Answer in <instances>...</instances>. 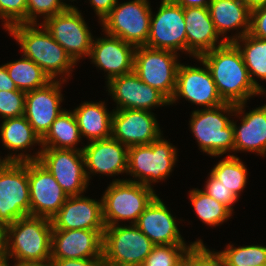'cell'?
Masks as SVG:
<instances>
[{"label": "cell", "mask_w": 266, "mask_h": 266, "mask_svg": "<svg viewBox=\"0 0 266 266\" xmlns=\"http://www.w3.org/2000/svg\"><path fill=\"white\" fill-rule=\"evenodd\" d=\"M177 266H185V264L183 262H181L179 265Z\"/></svg>", "instance_id": "cell-51"}, {"label": "cell", "mask_w": 266, "mask_h": 266, "mask_svg": "<svg viewBox=\"0 0 266 266\" xmlns=\"http://www.w3.org/2000/svg\"><path fill=\"white\" fill-rule=\"evenodd\" d=\"M53 229L105 230L102 200L84 195L68 196L60 210L51 218Z\"/></svg>", "instance_id": "cell-22"}, {"label": "cell", "mask_w": 266, "mask_h": 266, "mask_svg": "<svg viewBox=\"0 0 266 266\" xmlns=\"http://www.w3.org/2000/svg\"><path fill=\"white\" fill-rule=\"evenodd\" d=\"M209 68L221 98L227 103H247L263 95L253 84L238 47L226 42L199 57Z\"/></svg>", "instance_id": "cell-1"}, {"label": "cell", "mask_w": 266, "mask_h": 266, "mask_svg": "<svg viewBox=\"0 0 266 266\" xmlns=\"http://www.w3.org/2000/svg\"><path fill=\"white\" fill-rule=\"evenodd\" d=\"M245 166L239 157L229 153L226 158L214 165L210 173L240 198L248 179V172Z\"/></svg>", "instance_id": "cell-33"}, {"label": "cell", "mask_w": 266, "mask_h": 266, "mask_svg": "<svg viewBox=\"0 0 266 266\" xmlns=\"http://www.w3.org/2000/svg\"><path fill=\"white\" fill-rule=\"evenodd\" d=\"M105 226L119 225L130 220L136 224L139 216L157 196L153 188L126 179H114L102 194Z\"/></svg>", "instance_id": "cell-5"}, {"label": "cell", "mask_w": 266, "mask_h": 266, "mask_svg": "<svg viewBox=\"0 0 266 266\" xmlns=\"http://www.w3.org/2000/svg\"><path fill=\"white\" fill-rule=\"evenodd\" d=\"M0 90H18L13 80L9 77L8 71L6 70L4 64L0 66Z\"/></svg>", "instance_id": "cell-44"}, {"label": "cell", "mask_w": 266, "mask_h": 266, "mask_svg": "<svg viewBox=\"0 0 266 266\" xmlns=\"http://www.w3.org/2000/svg\"><path fill=\"white\" fill-rule=\"evenodd\" d=\"M177 152L162 135L150 144L129 147L127 174L134 179L126 180L153 188L152 183L165 181L170 176L178 161Z\"/></svg>", "instance_id": "cell-6"}, {"label": "cell", "mask_w": 266, "mask_h": 266, "mask_svg": "<svg viewBox=\"0 0 266 266\" xmlns=\"http://www.w3.org/2000/svg\"><path fill=\"white\" fill-rule=\"evenodd\" d=\"M4 65L18 90L29 92L51 81L50 77L34 61L24 55L21 59Z\"/></svg>", "instance_id": "cell-31"}, {"label": "cell", "mask_w": 266, "mask_h": 266, "mask_svg": "<svg viewBox=\"0 0 266 266\" xmlns=\"http://www.w3.org/2000/svg\"><path fill=\"white\" fill-rule=\"evenodd\" d=\"M212 0H180L178 3L183 7H208Z\"/></svg>", "instance_id": "cell-46"}, {"label": "cell", "mask_w": 266, "mask_h": 266, "mask_svg": "<svg viewBox=\"0 0 266 266\" xmlns=\"http://www.w3.org/2000/svg\"><path fill=\"white\" fill-rule=\"evenodd\" d=\"M6 31L18 42L22 55L34 61L51 80L58 76L62 81L69 79L76 63L41 23H20Z\"/></svg>", "instance_id": "cell-2"}, {"label": "cell", "mask_w": 266, "mask_h": 266, "mask_svg": "<svg viewBox=\"0 0 266 266\" xmlns=\"http://www.w3.org/2000/svg\"><path fill=\"white\" fill-rule=\"evenodd\" d=\"M38 162L53 175L68 196H80L87 190L89 182L82 151L42 148Z\"/></svg>", "instance_id": "cell-12"}, {"label": "cell", "mask_w": 266, "mask_h": 266, "mask_svg": "<svg viewBox=\"0 0 266 266\" xmlns=\"http://www.w3.org/2000/svg\"><path fill=\"white\" fill-rule=\"evenodd\" d=\"M194 243H203L200 239L190 244L154 245L151 253L141 266H177Z\"/></svg>", "instance_id": "cell-35"}, {"label": "cell", "mask_w": 266, "mask_h": 266, "mask_svg": "<svg viewBox=\"0 0 266 266\" xmlns=\"http://www.w3.org/2000/svg\"><path fill=\"white\" fill-rule=\"evenodd\" d=\"M184 20L186 53L191 57H200L202 54L226 43L219 37L208 7L184 8Z\"/></svg>", "instance_id": "cell-24"}, {"label": "cell", "mask_w": 266, "mask_h": 266, "mask_svg": "<svg viewBox=\"0 0 266 266\" xmlns=\"http://www.w3.org/2000/svg\"><path fill=\"white\" fill-rule=\"evenodd\" d=\"M41 24L76 64L82 57L90 56L94 37L77 7H67Z\"/></svg>", "instance_id": "cell-11"}, {"label": "cell", "mask_w": 266, "mask_h": 266, "mask_svg": "<svg viewBox=\"0 0 266 266\" xmlns=\"http://www.w3.org/2000/svg\"><path fill=\"white\" fill-rule=\"evenodd\" d=\"M88 182L91 174L115 176L128 170V147L110 137L91 141L82 149Z\"/></svg>", "instance_id": "cell-19"}, {"label": "cell", "mask_w": 266, "mask_h": 266, "mask_svg": "<svg viewBox=\"0 0 266 266\" xmlns=\"http://www.w3.org/2000/svg\"><path fill=\"white\" fill-rule=\"evenodd\" d=\"M189 199L196 215L209 226H219L232 216V211L224 204L216 201L201 189L189 191Z\"/></svg>", "instance_id": "cell-32"}, {"label": "cell", "mask_w": 266, "mask_h": 266, "mask_svg": "<svg viewBox=\"0 0 266 266\" xmlns=\"http://www.w3.org/2000/svg\"><path fill=\"white\" fill-rule=\"evenodd\" d=\"M249 33L257 38L266 40V5L251 10Z\"/></svg>", "instance_id": "cell-41"}, {"label": "cell", "mask_w": 266, "mask_h": 266, "mask_svg": "<svg viewBox=\"0 0 266 266\" xmlns=\"http://www.w3.org/2000/svg\"><path fill=\"white\" fill-rule=\"evenodd\" d=\"M54 266H107L103 257L84 259H51Z\"/></svg>", "instance_id": "cell-42"}, {"label": "cell", "mask_w": 266, "mask_h": 266, "mask_svg": "<svg viewBox=\"0 0 266 266\" xmlns=\"http://www.w3.org/2000/svg\"><path fill=\"white\" fill-rule=\"evenodd\" d=\"M185 266H224L217 251H211L204 243H194L182 258Z\"/></svg>", "instance_id": "cell-37"}, {"label": "cell", "mask_w": 266, "mask_h": 266, "mask_svg": "<svg viewBox=\"0 0 266 266\" xmlns=\"http://www.w3.org/2000/svg\"><path fill=\"white\" fill-rule=\"evenodd\" d=\"M27 0H0V20L3 27L26 23Z\"/></svg>", "instance_id": "cell-39"}, {"label": "cell", "mask_w": 266, "mask_h": 266, "mask_svg": "<svg viewBox=\"0 0 266 266\" xmlns=\"http://www.w3.org/2000/svg\"><path fill=\"white\" fill-rule=\"evenodd\" d=\"M178 54L179 52L138 46L134 52L133 71L145 84L157 89L170 101L181 64Z\"/></svg>", "instance_id": "cell-10"}, {"label": "cell", "mask_w": 266, "mask_h": 266, "mask_svg": "<svg viewBox=\"0 0 266 266\" xmlns=\"http://www.w3.org/2000/svg\"><path fill=\"white\" fill-rule=\"evenodd\" d=\"M195 59L202 63L203 68L180 64L175 91L169 104L178 102L181 97L203 107V109L214 108L226 103L221 98L207 65L199 57H195Z\"/></svg>", "instance_id": "cell-14"}, {"label": "cell", "mask_w": 266, "mask_h": 266, "mask_svg": "<svg viewBox=\"0 0 266 266\" xmlns=\"http://www.w3.org/2000/svg\"><path fill=\"white\" fill-rule=\"evenodd\" d=\"M13 266H54L51 259L44 261H16Z\"/></svg>", "instance_id": "cell-47"}, {"label": "cell", "mask_w": 266, "mask_h": 266, "mask_svg": "<svg viewBox=\"0 0 266 266\" xmlns=\"http://www.w3.org/2000/svg\"><path fill=\"white\" fill-rule=\"evenodd\" d=\"M176 218L157 195L135 224L154 245L186 244Z\"/></svg>", "instance_id": "cell-25"}, {"label": "cell", "mask_w": 266, "mask_h": 266, "mask_svg": "<svg viewBox=\"0 0 266 266\" xmlns=\"http://www.w3.org/2000/svg\"><path fill=\"white\" fill-rule=\"evenodd\" d=\"M246 103L236 104L235 117H241L240 126L232 120L234 152H253L266 156V104L244 112Z\"/></svg>", "instance_id": "cell-23"}, {"label": "cell", "mask_w": 266, "mask_h": 266, "mask_svg": "<svg viewBox=\"0 0 266 266\" xmlns=\"http://www.w3.org/2000/svg\"><path fill=\"white\" fill-rule=\"evenodd\" d=\"M151 14L149 36L145 46L175 53L186 52L184 8L178 2L161 0L157 13Z\"/></svg>", "instance_id": "cell-13"}, {"label": "cell", "mask_w": 266, "mask_h": 266, "mask_svg": "<svg viewBox=\"0 0 266 266\" xmlns=\"http://www.w3.org/2000/svg\"><path fill=\"white\" fill-rule=\"evenodd\" d=\"M10 259L5 257L3 259H0V266H10L9 261Z\"/></svg>", "instance_id": "cell-49"}, {"label": "cell", "mask_w": 266, "mask_h": 266, "mask_svg": "<svg viewBox=\"0 0 266 266\" xmlns=\"http://www.w3.org/2000/svg\"><path fill=\"white\" fill-rule=\"evenodd\" d=\"M245 5L250 9H254L256 7L266 5V0H242Z\"/></svg>", "instance_id": "cell-48"}, {"label": "cell", "mask_w": 266, "mask_h": 266, "mask_svg": "<svg viewBox=\"0 0 266 266\" xmlns=\"http://www.w3.org/2000/svg\"><path fill=\"white\" fill-rule=\"evenodd\" d=\"M233 43L241 52L254 86L265 95V88L257 82L254 76L266 81V40L248 33Z\"/></svg>", "instance_id": "cell-30"}, {"label": "cell", "mask_w": 266, "mask_h": 266, "mask_svg": "<svg viewBox=\"0 0 266 266\" xmlns=\"http://www.w3.org/2000/svg\"><path fill=\"white\" fill-rule=\"evenodd\" d=\"M105 37L94 38L89 58L104 73L109 82L112 78L133 71L135 46L121 38L104 33Z\"/></svg>", "instance_id": "cell-21"}, {"label": "cell", "mask_w": 266, "mask_h": 266, "mask_svg": "<svg viewBox=\"0 0 266 266\" xmlns=\"http://www.w3.org/2000/svg\"><path fill=\"white\" fill-rule=\"evenodd\" d=\"M235 111L236 105L227 102L214 108L192 111L190 131L203 153L219 157L234 152V128L229 117L231 114L234 116Z\"/></svg>", "instance_id": "cell-3"}, {"label": "cell", "mask_w": 266, "mask_h": 266, "mask_svg": "<svg viewBox=\"0 0 266 266\" xmlns=\"http://www.w3.org/2000/svg\"><path fill=\"white\" fill-rule=\"evenodd\" d=\"M82 136L72 111L63 110L52 123L47 133L41 138V148L75 149Z\"/></svg>", "instance_id": "cell-29"}, {"label": "cell", "mask_w": 266, "mask_h": 266, "mask_svg": "<svg viewBox=\"0 0 266 266\" xmlns=\"http://www.w3.org/2000/svg\"><path fill=\"white\" fill-rule=\"evenodd\" d=\"M106 87L117 105L113 110L151 111L155 107L170 105L169 100L161 92L145 84L134 71L112 78L106 83Z\"/></svg>", "instance_id": "cell-16"}, {"label": "cell", "mask_w": 266, "mask_h": 266, "mask_svg": "<svg viewBox=\"0 0 266 266\" xmlns=\"http://www.w3.org/2000/svg\"><path fill=\"white\" fill-rule=\"evenodd\" d=\"M0 136L4 149L14 151V155L13 152L8 153L2 161H38L41 148L34 153L35 155L23 153V151L26 152L25 149L27 150L37 144L42 146L40 136L34 131L24 115L3 120L0 125ZM19 150L22 152L17 154Z\"/></svg>", "instance_id": "cell-26"}, {"label": "cell", "mask_w": 266, "mask_h": 266, "mask_svg": "<svg viewBox=\"0 0 266 266\" xmlns=\"http://www.w3.org/2000/svg\"><path fill=\"white\" fill-rule=\"evenodd\" d=\"M161 135L163 134L153 112L138 109L113 110L111 137L128 148L150 144Z\"/></svg>", "instance_id": "cell-15"}, {"label": "cell", "mask_w": 266, "mask_h": 266, "mask_svg": "<svg viewBox=\"0 0 266 266\" xmlns=\"http://www.w3.org/2000/svg\"><path fill=\"white\" fill-rule=\"evenodd\" d=\"M67 7H76L61 0H27L26 23H37V17L43 16V21L60 12Z\"/></svg>", "instance_id": "cell-36"}, {"label": "cell", "mask_w": 266, "mask_h": 266, "mask_svg": "<svg viewBox=\"0 0 266 266\" xmlns=\"http://www.w3.org/2000/svg\"><path fill=\"white\" fill-rule=\"evenodd\" d=\"M154 244L135 225L106 226L102 255L107 266H141Z\"/></svg>", "instance_id": "cell-7"}, {"label": "cell", "mask_w": 266, "mask_h": 266, "mask_svg": "<svg viewBox=\"0 0 266 266\" xmlns=\"http://www.w3.org/2000/svg\"><path fill=\"white\" fill-rule=\"evenodd\" d=\"M72 112L82 137L90 142L111 137L113 110L109 112L105 102L85 101Z\"/></svg>", "instance_id": "cell-28"}, {"label": "cell", "mask_w": 266, "mask_h": 266, "mask_svg": "<svg viewBox=\"0 0 266 266\" xmlns=\"http://www.w3.org/2000/svg\"><path fill=\"white\" fill-rule=\"evenodd\" d=\"M99 22L112 10L118 0H88Z\"/></svg>", "instance_id": "cell-43"}, {"label": "cell", "mask_w": 266, "mask_h": 266, "mask_svg": "<svg viewBox=\"0 0 266 266\" xmlns=\"http://www.w3.org/2000/svg\"><path fill=\"white\" fill-rule=\"evenodd\" d=\"M216 201L224 204L233 212V204L238 201V197L225 187L221 181L209 173L205 188L202 190Z\"/></svg>", "instance_id": "cell-40"}, {"label": "cell", "mask_w": 266, "mask_h": 266, "mask_svg": "<svg viewBox=\"0 0 266 266\" xmlns=\"http://www.w3.org/2000/svg\"><path fill=\"white\" fill-rule=\"evenodd\" d=\"M7 226L0 223V259L7 257Z\"/></svg>", "instance_id": "cell-45"}, {"label": "cell", "mask_w": 266, "mask_h": 266, "mask_svg": "<svg viewBox=\"0 0 266 266\" xmlns=\"http://www.w3.org/2000/svg\"><path fill=\"white\" fill-rule=\"evenodd\" d=\"M104 230L52 229L51 259L103 257Z\"/></svg>", "instance_id": "cell-20"}, {"label": "cell", "mask_w": 266, "mask_h": 266, "mask_svg": "<svg viewBox=\"0 0 266 266\" xmlns=\"http://www.w3.org/2000/svg\"><path fill=\"white\" fill-rule=\"evenodd\" d=\"M208 10L216 31L225 42H234L250 32L251 10L242 0H212ZM233 29H238V33L226 36Z\"/></svg>", "instance_id": "cell-27"}, {"label": "cell", "mask_w": 266, "mask_h": 266, "mask_svg": "<svg viewBox=\"0 0 266 266\" xmlns=\"http://www.w3.org/2000/svg\"><path fill=\"white\" fill-rule=\"evenodd\" d=\"M26 92L0 90V118L9 119L24 115Z\"/></svg>", "instance_id": "cell-38"}, {"label": "cell", "mask_w": 266, "mask_h": 266, "mask_svg": "<svg viewBox=\"0 0 266 266\" xmlns=\"http://www.w3.org/2000/svg\"><path fill=\"white\" fill-rule=\"evenodd\" d=\"M30 215L28 161H0V223Z\"/></svg>", "instance_id": "cell-9"}, {"label": "cell", "mask_w": 266, "mask_h": 266, "mask_svg": "<svg viewBox=\"0 0 266 266\" xmlns=\"http://www.w3.org/2000/svg\"><path fill=\"white\" fill-rule=\"evenodd\" d=\"M218 253L224 266H266V246L234 247L229 243L223 251Z\"/></svg>", "instance_id": "cell-34"}, {"label": "cell", "mask_w": 266, "mask_h": 266, "mask_svg": "<svg viewBox=\"0 0 266 266\" xmlns=\"http://www.w3.org/2000/svg\"><path fill=\"white\" fill-rule=\"evenodd\" d=\"M28 181L30 216L51 219L65 203L68 195L38 161H28Z\"/></svg>", "instance_id": "cell-17"}, {"label": "cell", "mask_w": 266, "mask_h": 266, "mask_svg": "<svg viewBox=\"0 0 266 266\" xmlns=\"http://www.w3.org/2000/svg\"><path fill=\"white\" fill-rule=\"evenodd\" d=\"M64 82L66 81L51 80L43 87L26 92L24 116L40 138L64 110L60 108L64 100L61 94Z\"/></svg>", "instance_id": "cell-18"}, {"label": "cell", "mask_w": 266, "mask_h": 266, "mask_svg": "<svg viewBox=\"0 0 266 266\" xmlns=\"http://www.w3.org/2000/svg\"><path fill=\"white\" fill-rule=\"evenodd\" d=\"M168 1H171V2H179L180 0H168Z\"/></svg>", "instance_id": "cell-50"}, {"label": "cell", "mask_w": 266, "mask_h": 266, "mask_svg": "<svg viewBox=\"0 0 266 266\" xmlns=\"http://www.w3.org/2000/svg\"><path fill=\"white\" fill-rule=\"evenodd\" d=\"M152 8L148 0H131L115 4L101 20L104 33L121 38L135 47L148 41Z\"/></svg>", "instance_id": "cell-8"}, {"label": "cell", "mask_w": 266, "mask_h": 266, "mask_svg": "<svg viewBox=\"0 0 266 266\" xmlns=\"http://www.w3.org/2000/svg\"><path fill=\"white\" fill-rule=\"evenodd\" d=\"M52 221L46 217L26 216L7 226V258L14 261L51 259Z\"/></svg>", "instance_id": "cell-4"}]
</instances>
